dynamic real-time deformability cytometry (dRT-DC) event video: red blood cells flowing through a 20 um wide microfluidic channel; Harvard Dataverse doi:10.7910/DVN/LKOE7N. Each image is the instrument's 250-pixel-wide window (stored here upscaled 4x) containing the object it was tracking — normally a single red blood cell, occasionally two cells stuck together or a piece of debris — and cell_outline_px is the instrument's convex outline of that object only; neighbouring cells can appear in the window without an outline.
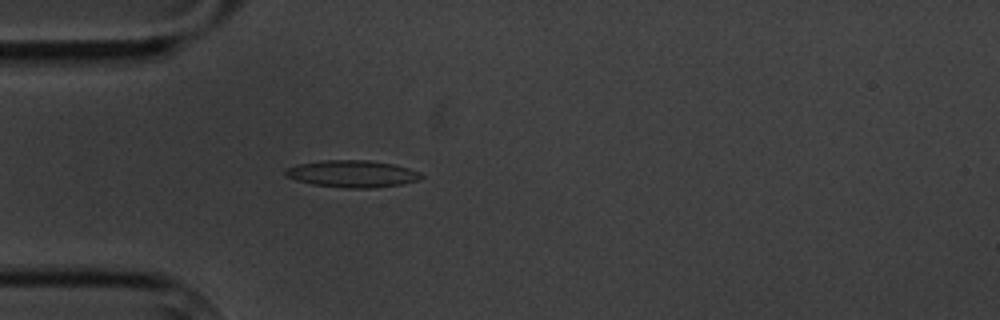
{"species": "common noctule bat (a hibernating species)", "species_latin": "Nyctalus noctula", "temperature_condition": "cold", "stored_images_in_passage": 5, "camera_frame_rate_fps": 3000, "um_per_image_px": 0.085, "animal": {"sex": "male", "body_mass_g": 20.1, "forearm_length_mm": 53.5}, "frame": {"image": 1, "passage_image": 5, "time_ms": 5.333, "image_size_px": [1000, 320], "cell_outline_px": [[424, 176], [420, 180], [400, 184], [372, 188], [348, 188], [312, 184], [296, 180], [284, 176], [284, 168], [296, 164], [320, 160], [368, 160], [392, 164], [408, 168], [420, 172]], "centroid_in_image_um": [29.9, 14.76], "position_along_channel_um": 55.1, "area_um2": 21.5}}